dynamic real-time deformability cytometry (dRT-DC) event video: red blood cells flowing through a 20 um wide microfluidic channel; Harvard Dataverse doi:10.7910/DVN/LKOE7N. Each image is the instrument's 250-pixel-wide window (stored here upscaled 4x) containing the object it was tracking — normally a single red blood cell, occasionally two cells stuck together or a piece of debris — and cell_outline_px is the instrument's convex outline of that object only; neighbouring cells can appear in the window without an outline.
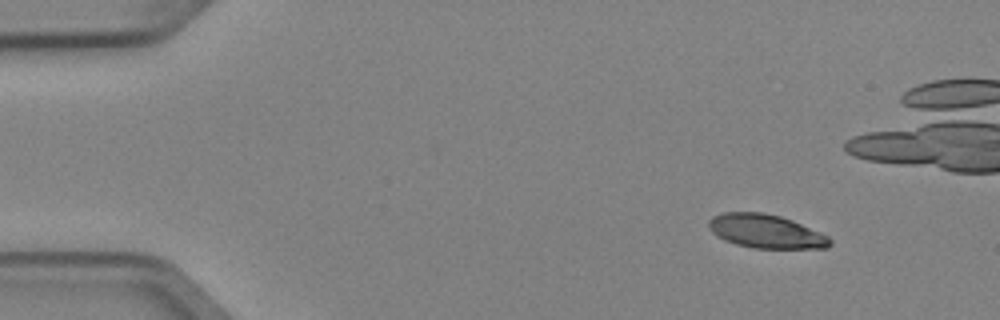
{"species": "Egyptian fruit bat (a non-hibernating species)", "species_latin": "Rousettus aegyptiacus", "temperature_condition": "cold", "stored_images_in_passage": 4, "camera_frame_rate_fps": 3000, "um_per_image_px": 0.085, "animal": {"sex": "female"}, "frame": {"image": 1, "passage_image": 1, "time_ms": 0.0, "image_size_px": [1000, 320], "cell_outline_px": [[832, 244], [828, 248], [752, 248], [736, 244], [724, 240], [716, 236], [708, 228], [708, 220], [712, 216], [724, 212], [764, 212], [780, 216], [792, 220], [820, 232], [828, 236], [832, 240]], "centroid_in_image_um": [65.08, 19.66], "position_along_channel_um": 19.9, "area_um2": 23.99}}